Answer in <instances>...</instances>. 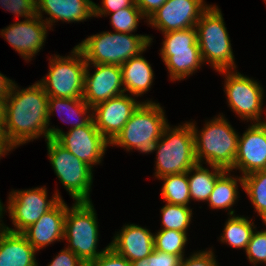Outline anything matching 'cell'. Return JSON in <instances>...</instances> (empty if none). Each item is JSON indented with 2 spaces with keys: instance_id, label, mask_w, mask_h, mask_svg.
Segmentation results:
<instances>
[{
  "instance_id": "1",
  "label": "cell",
  "mask_w": 266,
  "mask_h": 266,
  "mask_svg": "<svg viewBox=\"0 0 266 266\" xmlns=\"http://www.w3.org/2000/svg\"><path fill=\"white\" fill-rule=\"evenodd\" d=\"M16 91L14 83L5 101L4 131L7 139L14 147L42 134L48 139L49 96L39 83Z\"/></svg>"
},
{
  "instance_id": "2",
  "label": "cell",
  "mask_w": 266,
  "mask_h": 266,
  "mask_svg": "<svg viewBox=\"0 0 266 266\" xmlns=\"http://www.w3.org/2000/svg\"><path fill=\"white\" fill-rule=\"evenodd\" d=\"M151 40L152 38L146 35L103 32L88 37L77 47L82 51L86 63L121 66L145 51Z\"/></svg>"
},
{
  "instance_id": "3",
  "label": "cell",
  "mask_w": 266,
  "mask_h": 266,
  "mask_svg": "<svg viewBox=\"0 0 266 266\" xmlns=\"http://www.w3.org/2000/svg\"><path fill=\"white\" fill-rule=\"evenodd\" d=\"M194 135L195 156L197 163L202 158L210 166H217L231 171L238 150L239 136L223 116L206 123L199 135L195 124L190 123Z\"/></svg>"
},
{
  "instance_id": "4",
  "label": "cell",
  "mask_w": 266,
  "mask_h": 266,
  "mask_svg": "<svg viewBox=\"0 0 266 266\" xmlns=\"http://www.w3.org/2000/svg\"><path fill=\"white\" fill-rule=\"evenodd\" d=\"M167 125L159 103L142 102L110 144L125 147L128 151L135 148L149 153L155 150L156 143Z\"/></svg>"
},
{
  "instance_id": "5",
  "label": "cell",
  "mask_w": 266,
  "mask_h": 266,
  "mask_svg": "<svg viewBox=\"0 0 266 266\" xmlns=\"http://www.w3.org/2000/svg\"><path fill=\"white\" fill-rule=\"evenodd\" d=\"M156 150L155 174L157 178L187 172L197 164L191 124L186 123L183 126L172 128V130L167 125L156 143Z\"/></svg>"
},
{
  "instance_id": "6",
  "label": "cell",
  "mask_w": 266,
  "mask_h": 266,
  "mask_svg": "<svg viewBox=\"0 0 266 266\" xmlns=\"http://www.w3.org/2000/svg\"><path fill=\"white\" fill-rule=\"evenodd\" d=\"M195 27L202 61L211 62L217 71L234 69V56L221 11L209 6Z\"/></svg>"
},
{
  "instance_id": "7",
  "label": "cell",
  "mask_w": 266,
  "mask_h": 266,
  "mask_svg": "<svg viewBox=\"0 0 266 266\" xmlns=\"http://www.w3.org/2000/svg\"><path fill=\"white\" fill-rule=\"evenodd\" d=\"M93 204L75 202L71 210L67 206L64 237L70 242L67 249L74 252L86 266L93 263L108 247L96 251L98 242V224Z\"/></svg>"
},
{
  "instance_id": "8",
  "label": "cell",
  "mask_w": 266,
  "mask_h": 266,
  "mask_svg": "<svg viewBox=\"0 0 266 266\" xmlns=\"http://www.w3.org/2000/svg\"><path fill=\"white\" fill-rule=\"evenodd\" d=\"M71 56L50 59L47 77L38 82L49 97L83 98L86 61L82 51L75 46ZM75 57V58H74Z\"/></svg>"
},
{
  "instance_id": "9",
  "label": "cell",
  "mask_w": 266,
  "mask_h": 266,
  "mask_svg": "<svg viewBox=\"0 0 266 266\" xmlns=\"http://www.w3.org/2000/svg\"><path fill=\"white\" fill-rule=\"evenodd\" d=\"M47 150L52 167L76 202H90L92 168L74 156L56 139H47Z\"/></svg>"
},
{
  "instance_id": "10",
  "label": "cell",
  "mask_w": 266,
  "mask_h": 266,
  "mask_svg": "<svg viewBox=\"0 0 266 266\" xmlns=\"http://www.w3.org/2000/svg\"><path fill=\"white\" fill-rule=\"evenodd\" d=\"M48 135L91 168L92 164L100 163L110 144L96 128L93 119L85 126L71 128L67 134L57 128H48Z\"/></svg>"
},
{
  "instance_id": "11",
  "label": "cell",
  "mask_w": 266,
  "mask_h": 266,
  "mask_svg": "<svg viewBox=\"0 0 266 266\" xmlns=\"http://www.w3.org/2000/svg\"><path fill=\"white\" fill-rule=\"evenodd\" d=\"M62 198L56 193L51 200H47L46 188H35L23 191H14L9 196L8 209L13 225L17 228L4 229L14 233H22L30 225L36 223L39 218L51 210Z\"/></svg>"
},
{
  "instance_id": "12",
  "label": "cell",
  "mask_w": 266,
  "mask_h": 266,
  "mask_svg": "<svg viewBox=\"0 0 266 266\" xmlns=\"http://www.w3.org/2000/svg\"><path fill=\"white\" fill-rule=\"evenodd\" d=\"M219 72L223 74L226 72L225 91L231 109L243 119L263 123L259 122L261 120L260 113L262 112L263 99L261 86L256 81L238 72L230 73L229 70Z\"/></svg>"
},
{
  "instance_id": "13",
  "label": "cell",
  "mask_w": 266,
  "mask_h": 266,
  "mask_svg": "<svg viewBox=\"0 0 266 266\" xmlns=\"http://www.w3.org/2000/svg\"><path fill=\"white\" fill-rule=\"evenodd\" d=\"M203 3V0H166L148 22L163 33L195 27L209 7Z\"/></svg>"
},
{
  "instance_id": "14",
  "label": "cell",
  "mask_w": 266,
  "mask_h": 266,
  "mask_svg": "<svg viewBox=\"0 0 266 266\" xmlns=\"http://www.w3.org/2000/svg\"><path fill=\"white\" fill-rule=\"evenodd\" d=\"M141 103L127 94L110 98L92 107V119L99 132L111 143Z\"/></svg>"
},
{
  "instance_id": "15",
  "label": "cell",
  "mask_w": 266,
  "mask_h": 266,
  "mask_svg": "<svg viewBox=\"0 0 266 266\" xmlns=\"http://www.w3.org/2000/svg\"><path fill=\"white\" fill-rule=\"evenodd\" d=\"M89 65L86 64L83 99L90 107L124 94V89L120 88L123 85L121 66L94 64L96 71L90 75Z\"/></svg>"
},
{
  "instance_id": "16",
  "label": "cell",
  "mask_w": 266,
  "mask_h": 266,
  "mask_svg": "<svg viewBox=\"0 0 266 266\" xmlns=\"http://www.w3.org/2000/svg\"><path fill=\"white\" fill-rule=\"evenodd\" d=\"M240 169L243 177L266 170V121L252 124L238 139V150L233 169Z\"/></svg>"
},
{
  "instance_id": "17",
  "label": "cell",
  "mask_w": 266,
  "mask_h": 266,
  "mask_svg": "<svg viewBox=\"0 0 266 266\" xmlns=\"http://www.w3.org/2000/svg\"><path fill=\"white\" fill-rule=\"evenodd\" d=\"M43 21L45 20L35 15L9 25L2 30L1 35L25 60H31V56L39 52L46 39V28L49 26Z\"/></svg>"
},
{
  "instance_id": "18",
  "label": "cell",
  "mask_w": 266,
  "mask_h": 266,
  "mask_svg": "<svg viewBox=\"0 0 266 266\" xmlns=\"http://www.w3.org/2000/svg\"><path fill=\"white\" fill-rule=\"evenodd\" d=\"M66 211L67 204L61 199L51 210L43 214L36 223L22 232L36 251L55 240L63 239Z\"/></svg>"
},
{
  "instance_id": "19",
  "label": "cell",
  "mask_w": 266,
  "mask_h": 266,
  "mask_svg": "<svg viewBox=\"0 0 266 266\" xmlns=\"http://www.w3.org/2000/svg\"><path fill=\"white\" fill-rule=\"evenodd\" d=\"M109 246L132 263L151 254L154 250V235L148 229L128 224L115 236Z\"/></svg>"
},
{
  "instance_id": "20",
  "label": "cell",
  "mask_w": 266,
  "mask_h": 266,
  "mask_svg": "<svg viewBox=\"0 0 266 266\" xmlns=\"http://www.w3.org/2000/svg\"><path fill=\"white\" fill-rule=\"evenodd\" d=\"M41 10L50 15L51 18L44 22L51 27L56 19L77 22L94 16V2L91 0H36V14L40 18H42Z\"/></svg>"
},
{
  "instance_id": "21",
  "label": "cell",
  "mask_w": 266,
  "mask_h": 266,
  "mask_svg": "<svg viewBox=\"0 0 266 266\" xmlns=\"http://www.w3.org/2000/svg\"><path fill=\"white\" fill-rule=\"evenodd\" d=\"M35 252L22 233L0 229V266H37Z\"/></svg>"
},
{
  "instance_id": "22",
  "label": "cell",
  "mask_w": 266,
  "mask_h": 266,
  "mask_svg": "<svg viewBox=\"0 0 266 266\" xmlns=\"http://www.w3.org/2000/svg\"><path fill=\"white\" fill-rule=\"evenodd\" d=\"M124 92L139 96L148 91L153 82V70L148 61L140 54L121 65Z\"/></svg>"
},
{
  "instance_id": "23",
  "label": "cell",
  "mask_w": 266,
  "mask_h": 266,
  "mask_svg": "<svg viewBox=\"0 0 266 266\" xmlns=\"http://www.w3.org/2000/svg\"><path fill=\"white\" fill-rule=\"evenodd\" d=\"M165 34L161 55L165 62L174 53L200 52L196 27L171 31Z\"/></svg>"
},
{
  "instance_id": "24",
  "label": "cell",
  "mask_w": 266,
  "mask_h": 266,
  "mask_svg": "<svg viewBox=\"0 0 266 266\" xmlns=\"http://www.w3.org/2000/svg\"><path fill=\"white\" fill-rule=\"evenodd\" d=\"M213 173L203 168L200 163L194 166V175L188 178L190 198L197 201H208L216 180L226 171L217 166H211Z\"/></svg>"
},
{
  "instance_id": "25",
  "label": "cell",
  "mask_w": 266,
  "mask_h": 266,
  "mask_svg": "<svg viewBox=\"0 0 266 266\" xmlns=\"http://www.w3.org/2000/svg\"><path fill=\"white\" fill-rule=\"evenodd\" d=\"M194 166L185 173L165 175L163 179L162 197L167 203L187 206L190 201L188 177Z\"/></svg>"
},
{
  "instance_id": "26",
  "label": "cell",
  "mask_w": 266,
  "mask_h": 266,
  "mask_svg": "<svg viewBox=\"0 0 266 266\" xmlns=\"http://www.w3.org/2000/svg\"><path fill=\"white\" fill-rule=\"evenodd\" d=\"M227 172L229 171H225L216 180L213 191L208 199L211 208L229 209L234 205V202L237 199V181H239L243 187V176L237 180V178L234 179L232 176H226Z\"/></svg>"
},
{
  "instance_id": "27",
  "label": "cell",
  "mask_w": 266,
  "mask_h": 266,
  "mask_svg": "<svg viewBox=\"0 0 266 266\" xmlns=\"http://www.w3.org/2000/svg\"><path fill=\"white\" fill-rule=\"evenodd\" d=\"M92 110V107H90L83 98H56V97H49L48 98V122H50V116L51 113L54 110H57L59 113L61 111H69L68 117L75 116L78 119V122L73 124L72 128H78L87 125L92 120V114L88 115L84 118H79L81 115H85L88 110ZM63 109V110H62ZM63 111V112H64ZM71 119V118H70ZM64 121V118H62ZM80 120V121H79Z\"/></svg>"
},
{
  "instance_id": "28",
  "label": "cell",
  "mask_w": 266,
  "mask_h": 266,
  "mask_svg": "<svg viewBox=\"0 0 266 266\" xmlns=\"http://www.w3.org/2000/svg\"><path fill=\"white\" fill-rule=\"evenodd\" d=\"M252 226L254 229V224L245 217L233 215L225 224L221 241L229 243L234 248H244L246 251L253 233Z\"/></svg>"
},
{
  "instance_id": "29",
  "label": "cell",
  "mask_w": 266,
  "mask_h": 266,
  "mask_svg": "<svg viewBox=\"0 0 266 266\" xmlns=\"http://www.w3.org/2000/svg\"><path fill=\"white\" fill-rule=\"evenodd\" d=\"M202 62L200 52H182L170 56L165 65L170 72L171 80H181L198 69Z\"/></svg>"
},
{
  "instance_id": "30",
  "label": "cell",
  "mask_w": 266,
  "mask_h": 266,
  "mask_svg": "<svg viewBox=\"0 0 266 266\" xmlns=\"http://www.w3.org/2000/svg\"><path fill=\"white\" fill-rule=\"evenodd\" d=\"M243 188L262 218L266 214V170L245 175Z\"/></svg>"
},
{
  "instance_id": "31",
  "label": "cell",
  "mask_w": 266,
  "mask_h": 266,
  "mask_svg": "<svg viewBox=\"0 0 266 266\" xmlns=\"http://www.w3.org/2000/svg\"><path fill=\"white\" fill-rule=\"evenodd\" d=\"M162 230H176L186 233L192 216V209L184 205L167 203L161 209Z\"/></svg>"
},
{
  "instance_id": "32",
  "label": "cell",
  "mask_w": 266,
  "mask_h": 266,
  "mask_svg": "<svg viewBox=\"0 0 266 266\" xmlns=\"http://www.w3.org/2000/svg\"><path fill=\"white\" fill-rule=\"evenodd\" d=\"M185 232L176 230H160L154 235V249L168 254L184 256L183 248L186 244Z\"/></svg>"
},
{
  "instance_id": "33",
  "label": "cell",
  "mask_w": 266,
  "mask_h": 266,
  "mask_svg": "<svg viewBox=\"0 0 266 266\" xmlns=\"http://www.w3.org/2000/svg\"><path fill=\"white\" fill-rule=\"evenodd\" d=\"M144 15L137 6L123 8L111 14V23L116 32L129 33L136 30Z\"/></svg>"
},
{
  "instance_id": "34",
  "label": "cell",
  "mask_w": 266,
  "mask_h": 266,
  "mask_svg": "<svg viewBox=\"0 0 266 266\" xmlns=\"http://www.w3.org/2000/svg\"><path fill=\"white\" fill-rule=\"evenodd\" d=\"M246 254L251 263L256 265L257 262L266 263V230L252 233L248 243Z\"/></svg>"
},
{
  "instance_id": "35",
  "label": "cell",
  "mask_w": 266,
  "mask_h": 266,
  "mask_svg": "<svg viewBox=\"0 0 266 266\" xmlns=\"http://www.w3.org/2000/svg\"><path fill=\"white\" fill-rule=\"evenodd\" d=\"M181 257L154 249L148 257L132 262L133 266H180Z\"/></svg>"
},
{
  "instance_id": "36",
  "label": "cell",
  "mask_w": 266,
  "mask_h": 266,
  "mask_svg": "<svg viewBox=\"0 0 266 266\" xmlns=\"http://www.w3.org/2000/svg\"><path fill=\"white\" fill-rule=\"evenodd\" d=\"M0 4L14 14L24 16L25 19L37 15L36 0H0Z\"/></svg>"
},
{
  "instance_id": "37",
  "label": "cell",
  "mask_w": 266,
  "mask_h": 266,
  "mask_svg": "<svg viewBox=\"0 0 266 266\" xmlns=\"http://www.w3.org/2000/svg\"><path fill=\"white\" fill-rule=\"evenodd\" d=\"M88 266H133L125 257L116 253L110 246Z\"/></svg>"
},
{
  "instance_id": "38",
  "label": "cell",
  "mask_w": 266,
  "mask_h": 266,
  "mask_svg": "<svg viewBox=\"0 0 266 266\" xmlns=\"http://www.w3.org/2000/svg\"><path fill=\"white\" fill-rule=\"evenodd\" d=\"M102 4L101 8L94 3V16L111 14L126 7L137 6L135 0H103Z\"/></svg>"
},
{
  "instance_id": "39",
  "label": "cell",
  "mask_w": 266,
  "mask_h": 266,
  "mask_svg": "<svg viewBox=\"0 0 266 266\" xmlns=\"http://www.w3.org/2000/svg\"><path fill=\"white\" fill-rule=\"evenodd\" d=\"M212 251L193 254L189 259H181L180 266H218Z\"/></svg>"
},
{
  "instance_id": "40",
  "label": "cell",
  "mask_w": 266,
  "mask_h": 266,
  "mask_svg": "<svg viewBox=\"0 0 266 266\" xmlns=\"http://www.w3.org/2000/svg\"><path fill=\"white\" fill-rule=\"evenodd\" d=\"M48 266H86L85 263L71 250H62Z\"/></svg>"
},
{
  "instance_id": "41",
  "label": "cell",
  "mask_w": 266,
  "mask_h": 266,
  "mask_svg": "<svg viewBox=\"0 0 266 266\" xmlns=\"http://www.w3.org/2000/svg\"><path fill=\"white\" fill-rule=\"evenodd\" d=\"M166 0H135L137 7L141 10L144 16L150 17L154 14Z\"/></svg>"
},
{
  "instance_id": "42",
  "label": "cell",
  "mask_w": 266,
  "mask_h": 266,
  "mask_svg": "<svg viewBox=\"0 0 266 266\" xmlns=\"http://www.w3.org/2000/svg\"><path fill=\"white\" fill-rule=\"evenodd\" d=\"M14 82L0 73V96L6 98L13 86Z\"/></svg>"
},
{
  "instance_id": "43",
  "label": "cell",
  "mask_w": 266,
  "mask_h": 266,
  "mask_svg": "<svg viewBox=\"0 0 266 266\" xmlns=\"http://www.w3.org/2000/svg\"><path fill=\"white\" fill-rule=\"evenodd\" d=\"M12 148H14V146L7 139L5 131H0V157L10 151Z\"/></svg>"
},
{
  "instance_id": "44",
  "label": "cell",
  "mask_w": 266,
  "mask_h": 266,
  "mask_svg": "<svg viewBox=\"0 0 266 266\" xmlns=\"http://www.w3.org/2000/svg\"><path fill=\"white\" fill-rule=\"evenodd\" d=\"M5 101H6V98L0 96V131H4Z\"/></svg>"
},
{
  "instance_id": "45",
  "label": "cell",
  "mask_w": 266,
  "mask_h": 266,
  "mask_svg": "<svg viewBox=\"0 0 266 266\" xmlns=\"http://www.w3.org/2000/svg\"><path fill=\"white\" fill-rule=\"evenodd\" d=\"M3 207H2V203L0 202V218H1V215H2V211H3Z\"/></svg>"
},
{
  "instance_id": "46",
  "label": "cell",
  "mask_w": 266,
  "mask_h": 266,
  "mask_svg": "<svg viewBox=\"0 0 266 266\" xmlns=\"http://www.w3.org/2000/svg\"><path fill=\"white\" fill-rule=\"evenodd\" d=\"M262 220H263L264 223L266 224V214L262 217Z\"/></svg>"
}]
</instances>
